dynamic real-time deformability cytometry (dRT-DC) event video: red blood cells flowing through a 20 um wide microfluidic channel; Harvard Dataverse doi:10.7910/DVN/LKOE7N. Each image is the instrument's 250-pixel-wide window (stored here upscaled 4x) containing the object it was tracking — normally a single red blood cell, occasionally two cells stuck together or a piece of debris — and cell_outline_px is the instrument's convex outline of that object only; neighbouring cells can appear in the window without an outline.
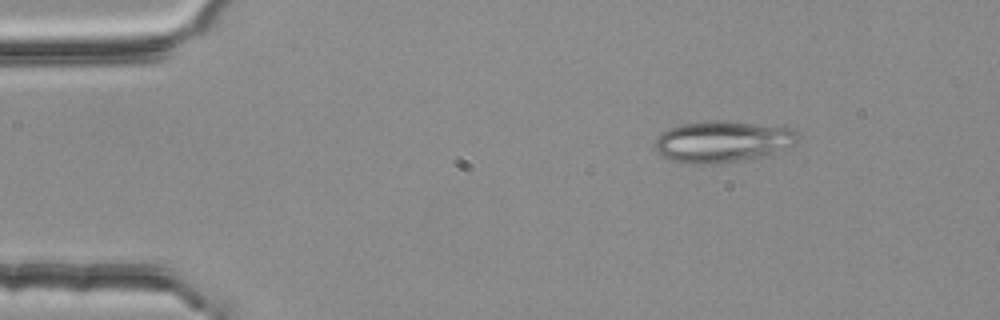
{"species": "common noctule bat (a hibernating species)", "species_latin": "Nyctalus noctula", "temperature_condition": "room temperature", "stored_images_in_passage": 47, "segment_of_instrument_passage": [1, 2], "camera_frame_rate_fps": 3000, "um_per_image_px": 0.085, "animal": {"sex": "female", "body_mass_g": 25.1}, "frame": {"image": 1, "passage_image": 1, "time_ms": 0.0, "image_size_px": [1000, 320], "cell_outline_px": [[800, 140], [796, 144], [760, 156], [740, 160], [708, 164], [684, 164], [660, 156], [652, 148], [652, 144], [656, 136], [660, 132], [668, 128], [680, 124], [708, 120], [724, 120], [788, 124], [796, 128], [800, 136]], "centroid_in_image_um": [61.43, 11.98], "position_along_channel_um": 23.6, "area_um2": 35.95}}